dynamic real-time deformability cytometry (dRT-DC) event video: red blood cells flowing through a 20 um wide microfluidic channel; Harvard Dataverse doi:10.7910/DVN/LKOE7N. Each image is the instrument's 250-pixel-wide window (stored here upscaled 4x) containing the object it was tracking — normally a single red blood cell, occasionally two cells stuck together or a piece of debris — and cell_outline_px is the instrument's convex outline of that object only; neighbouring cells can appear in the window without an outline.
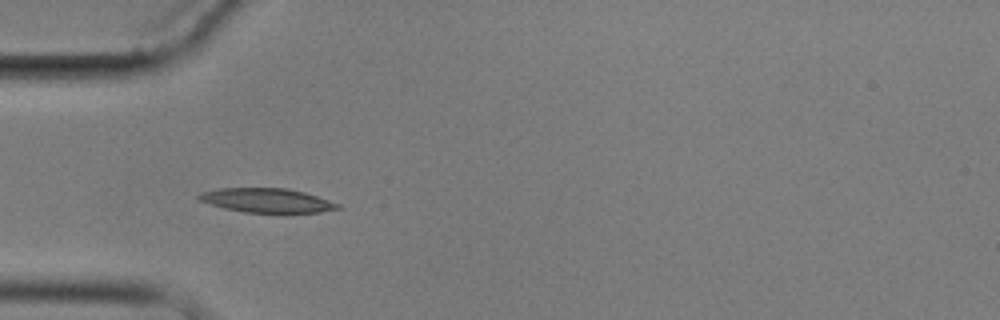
{"species": "common noctule bat (a hibernating species)", "species_latin": "Nyctalus noctula", "temperature_condition": "cold", "stored_images_in_passage": 3, "camera_frame_rate_fps": 3000, "um_per_image_px": 0.085, "animal": {"sex": "male", "body_mass_g": 17.9}, "frame": {"image": 1, "passage_image": 2, "time_ms": 1.333, "image_size_px": [1000, 320], "cell_outline_px": [[340, 208], [320, 212], [244, 212], [224, 208], [200, 200], [196, 196], [204, 192], [216, 188], [288, 188], [304, 192], [340, 204]], "centroid_in_image_um": [22.68, 17.02], "position_along_channel_um": 62.3, "area_um2": 19.25}}
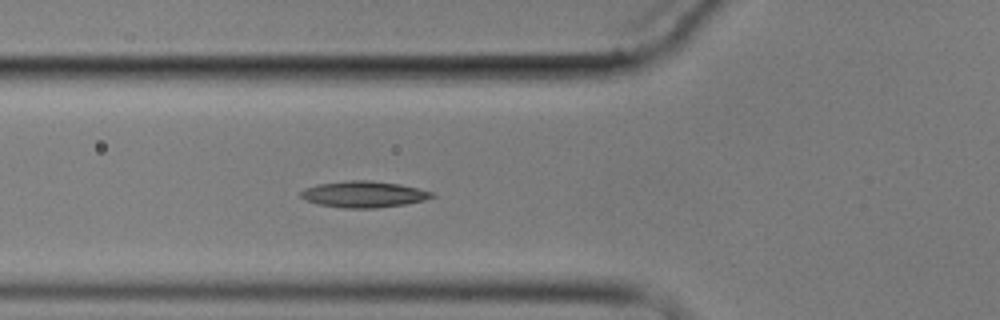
{"frame": {"image": 2, "passage_image": 3, "time_ms": 2.333, "image_size_px": [1000, 320], "cell_outline_px": [[436, 196], [424, 200], [404, 204], [376, 208], [344, 208], [316, 204], [304, 200], [300, 196], [300, 192], [304, 188], [316, 184], [344, 180], [368, 180], [400, 184], [432, 192]], "centroid_in_image_um": [30.85, 16.51], "position_along_channel_um": 94.9, "area_um2": 20.23}}